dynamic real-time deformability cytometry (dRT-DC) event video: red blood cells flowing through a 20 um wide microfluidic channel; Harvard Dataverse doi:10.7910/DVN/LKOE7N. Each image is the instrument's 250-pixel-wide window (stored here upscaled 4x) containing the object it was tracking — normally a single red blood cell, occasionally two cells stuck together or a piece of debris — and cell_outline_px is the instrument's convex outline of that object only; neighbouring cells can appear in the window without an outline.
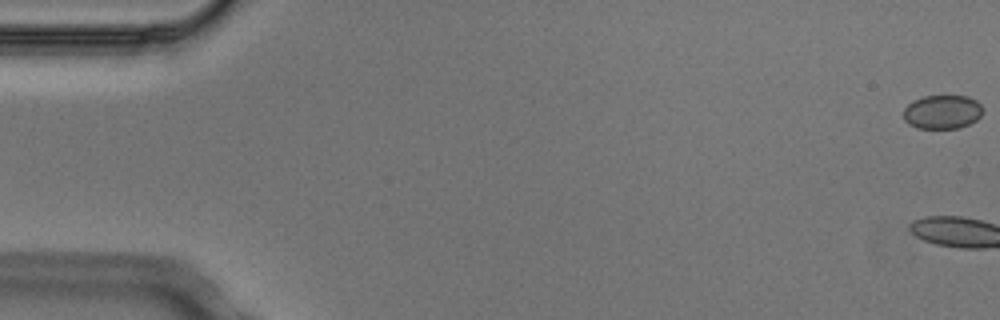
{"species": "Egyptian fruit bat (a non-hibernating species)", "species_latin": "Rousettus aegyptiacus", "temperature_condition": "cold", "stored_images_in_passage": 6, "camera_frame_rate_fps": 3000, "um_per_image_px": 0.085, "animal": {"sex": "male"}, "frame": {"image": 1, "passage_image": 1, "time_ms": 0.0, "image_size_px": [1000, 320], "cell_outline_px": [[980, 116], [976, 120], [960, 128], [916, 128], [908, 124], [904, 120], [904, 108], [912, 100], [924, 96], [968, 96], [976, 100], [980, 104]], "centroid_in_image_um": [80.05, 9.51], "position_along_channel_um": 4.9, "area_um2": 15.61}}